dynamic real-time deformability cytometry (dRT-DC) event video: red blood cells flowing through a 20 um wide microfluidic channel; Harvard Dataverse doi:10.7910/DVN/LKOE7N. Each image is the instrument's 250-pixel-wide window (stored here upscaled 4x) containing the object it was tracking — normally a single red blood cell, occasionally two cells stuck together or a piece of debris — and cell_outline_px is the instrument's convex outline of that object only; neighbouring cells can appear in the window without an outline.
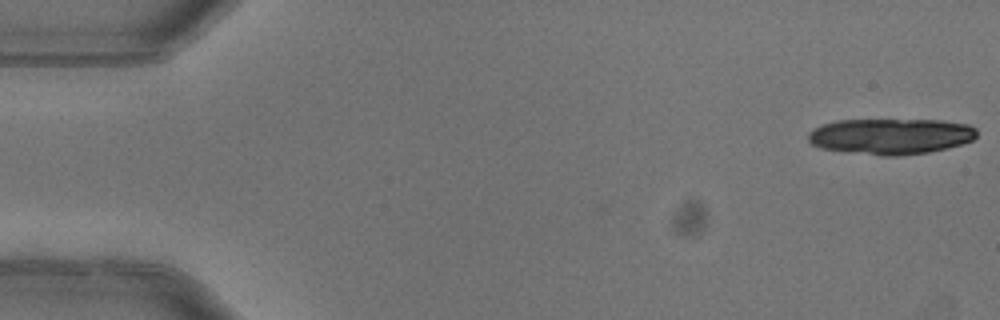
{"species": "common noctule bat (a hibernating species)", "species_latin": "Nyctalus noctula", "temperature_condition": "warm", "stored_images_in_passage": 2, "camera_frame_rate_fps": 3000, "um_per_image_px": 0.085, "animal": {"sex": "female"}, "frame": {"image": 1, "passage_image": 2, "time_ms": 0.333, "image_size_px": [1000, 320], "cell_outline_px": [[976, 136], [972, 140], [960, 144], [928, 152], [900, 156], [884, 156], [820, 148], [812, 144], [808, 140], [808, 132], [824, 124], [836, 120], [940, 120], [968, 124], [976, 128]], "centroid_in_image_um": [75.71, 11.58], "position_along_channel_um": 9.3, "area_um2": 35.03}}